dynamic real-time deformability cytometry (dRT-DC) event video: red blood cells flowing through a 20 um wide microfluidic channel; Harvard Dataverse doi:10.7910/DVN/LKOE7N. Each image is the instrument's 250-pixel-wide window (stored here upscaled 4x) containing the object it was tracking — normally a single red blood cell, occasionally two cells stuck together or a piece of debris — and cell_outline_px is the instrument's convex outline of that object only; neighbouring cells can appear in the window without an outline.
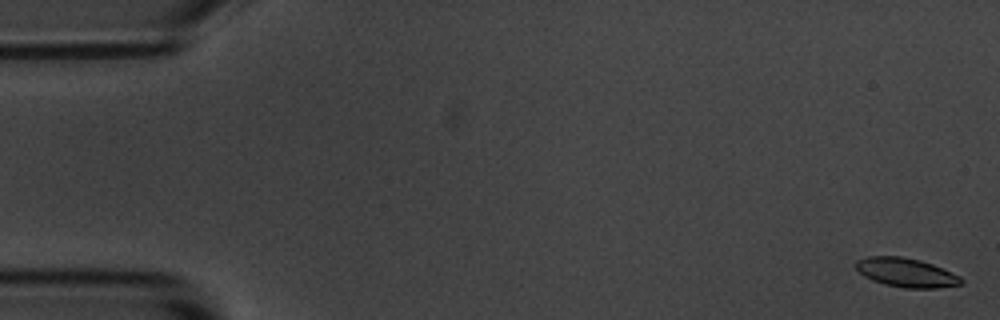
{"species": "common noctule bat (a hibernating species)", "species_latin": "Nyctalus noctula", "temperature_condition": "room temperature", "stored_images_in_passage": 57, "camera_frame_rate_fps": 3000, "um_per_image_px": 0.085, "animal": {"sex": "male", "body_mass_g": 20.1, "forearm_length_mm": 53.5}, "frame": {"image": 1, "passage_image": 2, "time_ms": 0.333, "image_size_px": [1000, 320], "cell_outline_px": [[964, 284], [936, 288], [904, 288], [884, 284], [872, 280], [864, 276], [856, 268], [856, 260], [868, 256], [900, 256], [920, 260], [932, 264], [960, 276], [964, 280]], "centroid_in_image_um": [77.03, 23.17], "position_along_channel_um": 8.0, "area_um2": 17.8}}
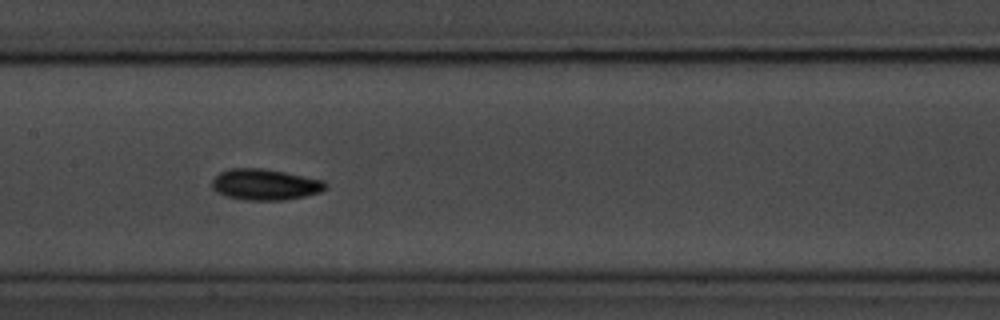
{"frame": {"image": 2, "passage_image": 28, "time_ms": 9.0, "image_size_px": [1000, 320], "cell_outline_px": [[328, 184], [320, 192], [304, 196], [284, 200], [244, 200], [228, 196], [216, 192], [212, 188], [212, 180], [220, 172], [228, 168], [264, 168], [324, 180]], "centroid_in_image_um": [22.51, 15.68], "position_along_channel_um": 184.9, "area_um2": 20.52}}
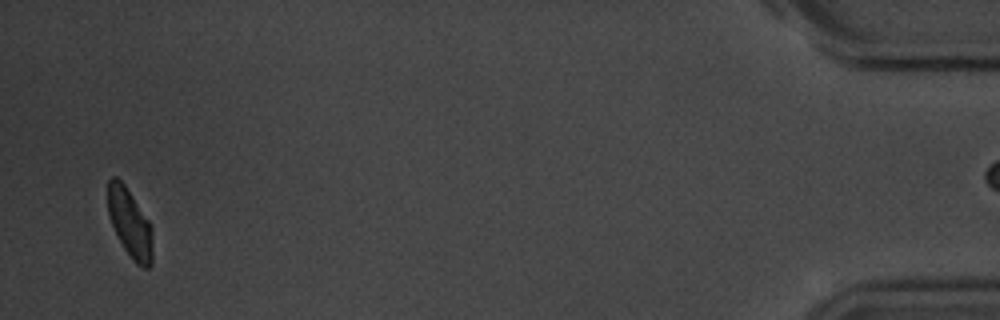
{"frame": {"image": 3, "passage_image": 55, "time_ms": 18.0, "image_size_px": [1000, 320], "cell_outline_px": [[152, 264], [148, 268], [144, 268], [136, 264], [132, 260], [124, 248], [112, 224], [108, 212], [108, 180], [112, 176], [116, 176], [124, 184], [148, 220], [152, 228]], "centroid_in_image_um": [11.05, 18.99], "position_along_channel_um": 424.2, "area_um2": 17.69}, "authors_computed_cell_mechanics": {"area_um2": 18.6694, "velocity_mm_per_s": 3.6094, "shape_relaxation_time_tau1_ms": 2.4731, "shape_relaxation_time_tau2_ms": 4.4068, "deformation_change_tau1": 0.0862, "deformation_change_tau2": 0.0885}}